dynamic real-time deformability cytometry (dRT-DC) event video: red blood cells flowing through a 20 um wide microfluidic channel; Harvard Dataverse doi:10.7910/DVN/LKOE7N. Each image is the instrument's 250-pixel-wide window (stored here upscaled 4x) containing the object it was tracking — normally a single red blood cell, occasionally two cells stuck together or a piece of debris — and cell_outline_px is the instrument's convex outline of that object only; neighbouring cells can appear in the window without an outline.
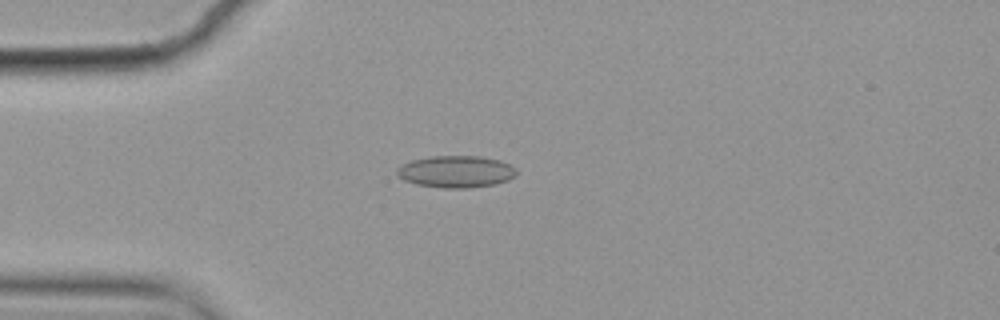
{"species": "common noctule bat (a hibernating species)", "species_latin": "Nyctalus noctula", "temperature_condition": "cold", "stored_images_in_passage": 11, "camera_frame_rate_fps": 3000, "um_per_image_px": 0.085, "animal": {"sex": "female", "body_mass_g": 19.9}, "frame": {"image": 1, "passage_image": 4, "time_ms": 1.0, "image_size_px": [1000, 320], "cell_outline_px": [[516, 172], [508, 180], [496, 184], [468, 188], [444, 188], [416, 184], [404, 180], [396, 172], [396, 168], [412, 160], [432, 156], [480, 156], [500, 160], [516, 168]], "centroid_in_image_um": [38.76, 14.59], "position_along_channel_um": 46.2, "area_um2": 22.08}}
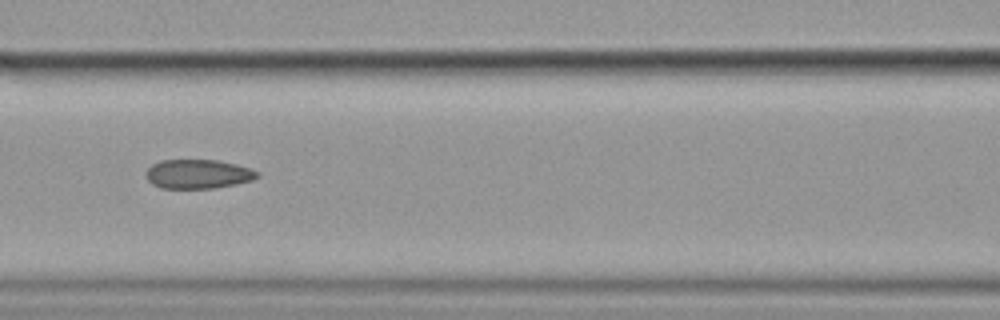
{"frame": {"image": 2, "passage_image": 7, "time_ms": 2.0, "image_size_px": [1000, 320], "cell_outline_px": [[260, 176], [252, 180], [236, 184], [216, 188], [160, 188], [152, 184], [148, 180], [148, 168], [152, 164], [160, 160], [216, 160], [236, 164], [260, 172]], "centroid_in_image_um": [16.86, 14.79], "position_along_channel_um": 149.7, "area_um2": 18.84}}
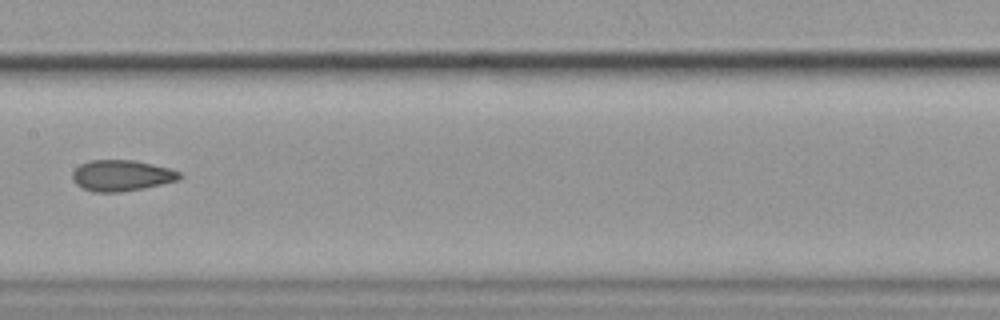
{"frame": {"image": 3, "passage_image": 8, "time_ms": 2.333, "image_size_px": [1000, 320], "cell_outline_px": [[184, 176], [176, 180], [144, 188], [120, 192], [92, 192], [76, 184], [72, 180], [72, 172], [80, 164], [88, 160], [136, 160], [168, 168], [180, 172]], "centroid_in_image_um": [10.3, 14.91], "position_along_channel_um": 197.1, "area_um2": 19.36}}